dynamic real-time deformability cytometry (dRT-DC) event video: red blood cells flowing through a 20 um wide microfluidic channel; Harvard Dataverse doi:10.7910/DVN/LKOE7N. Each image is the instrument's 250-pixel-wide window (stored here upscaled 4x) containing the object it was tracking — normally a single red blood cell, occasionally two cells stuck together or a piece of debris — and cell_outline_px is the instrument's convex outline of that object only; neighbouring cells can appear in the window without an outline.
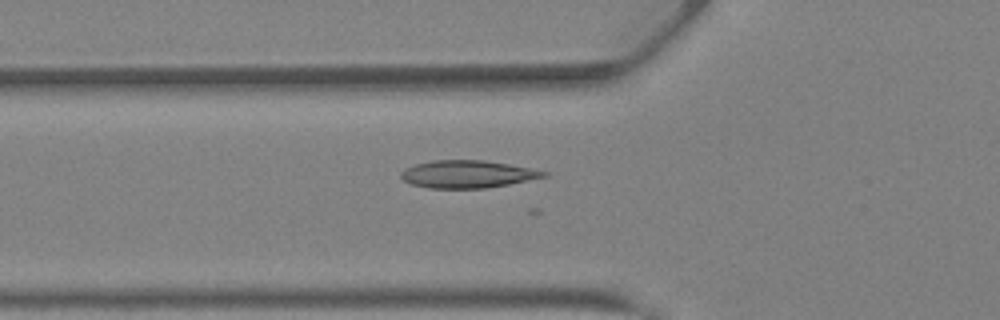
{"species": "Egyptian fruit bat (a non-hibernating species)", "species_latin": "Rousettus aegyptiacus", "temperature_condition": "warm", "stored_images_in_passage": 30, "camera_frame_rate_fps": 3000, "um_per_image_px": 0.085, "animal": {"sex": "female"}, "frame": {"image": 1, "passage_image": 5, "time_ms": 1.333, "image_size_px": [1000, 320], "cell_outline_px": [[548, 176], [488, 188], [428, 188], [412, 184], [404, 180], [400, 176], [400, 172], [404, 168], [416, 164], [432, 160], [484, 160], [508, 164], [548, 172]], "centroid_in_image_um": [39.7, 14.8], "position_along_channel_um": 86.1, "area_um2": 22.77}}
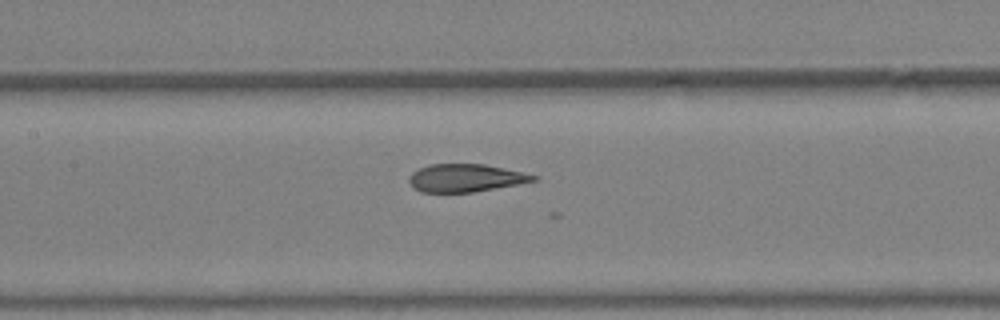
{"frame": {"image": 2, "passage_image": 10, "time_ms": 3.0, "image_size_px": [1000, 320], "cell_outline_px": [[540, 180], [472, 192], [420, 192], [412, 188], [408, 180], [408, 176], [412, 172], [420, 168], [432, 164], [484, 164], [540, 176]], "centroid_in_image_um": [39.56, 15.13], "position_along_channel_um": 167.8, "area_um2": 20.17}}
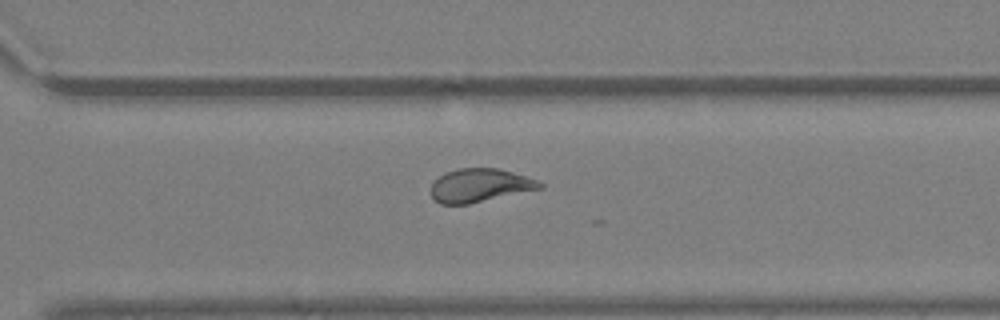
{"frame": {"image": 3, "passage_image": 20, "time_ms": 6.333, "image_size_px": [1000, 320], "cell_outline_px": [[544, 188], [468, 204], [440, 204], [432, 196], [432, 184], [440, 176], [456, 168], [496, 168], [512, 172], [536, 180], [544, 184]], "centroid_in_image_um": [40.81, 15.76], "position_along_channel_um": 329.8, "area_um2": 20.92}}